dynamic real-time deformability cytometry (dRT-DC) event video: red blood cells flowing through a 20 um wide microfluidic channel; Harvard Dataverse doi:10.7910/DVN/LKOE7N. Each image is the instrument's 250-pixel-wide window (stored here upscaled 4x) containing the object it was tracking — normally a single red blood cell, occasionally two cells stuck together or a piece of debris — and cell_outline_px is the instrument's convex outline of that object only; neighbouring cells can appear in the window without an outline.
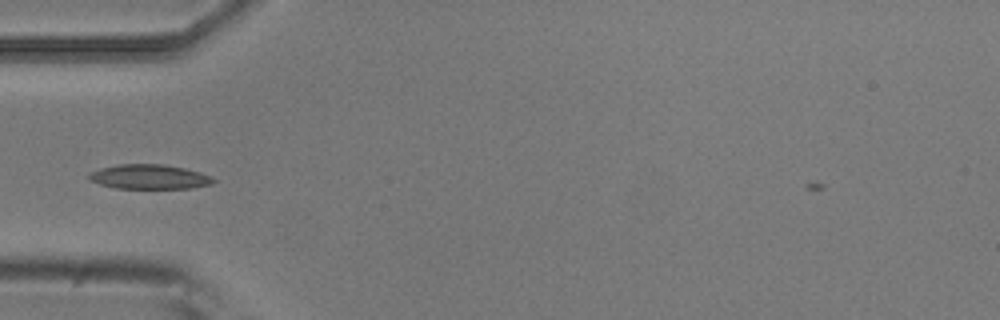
{"species": "common noctule bat (a hibernating species)", "species_latin": "Nyctalus noctula", "temperature_condition": "room temperature", "stored_images_in_passage": 39, "camera_frame_rate_fps": 3000, "um_per_image_px": 0.085, "animal": {"sex": "male", "body_mass_g": 20.5, "forearm_length_mm": 52.5}, "frame": {"image": 1, "passage_image": 2, "time_ms": 0.333, "image_size_px": [1000, 320], "cell_outline_px": [[216, 180], [212, 184], [192, 188], [116, 188], [100, 184], [92, 180], [88, 176], [92, 172], [100, 168], [120, 164], [164, 164], [184, 168], [200, 172], [212, 176]], "centroid_in_image_um": [12.75, 15.02], "position_along_channel_um": 72.2, "area_um2": 17.69}}
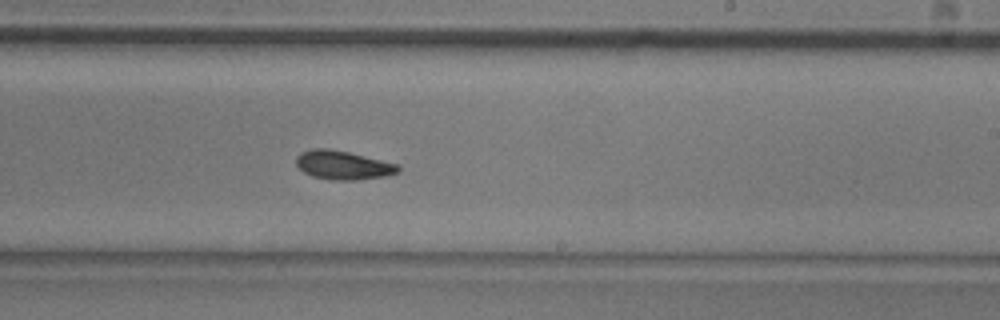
{"frame": {"image": 2, "passage_image": 17, "time_ms": 5.333, "image_size_px": [1000, 320], "cell_outline_px": [[400, 172], [384, 176], [360, 180], [332, 180], [312, 176], [304, 172], [296, 164], [296, 156], [300, 152], [312, 148], [328, 148], [348, 152], [396, 164], [400, 168]], "centroid_in_image_um": [29.12, 14.04], "position_along_channel_um": 259.9, "area_um2": 17.05}}
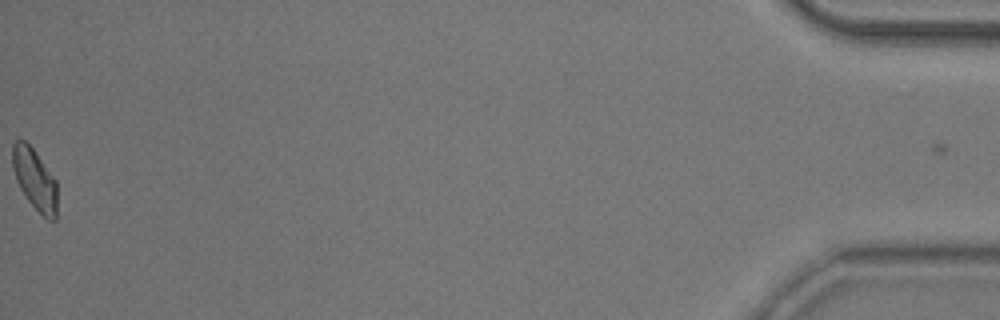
{"frame": {"image": 3, "passage_image": 39, "time_ms": 12.667, "image_size_px": [1000, 320], "cell_outline_px": [[56, 220], [48, 220], [28, 200], [20, 188], [16, 180], [12, 168], [12, 144], [16, 140], [24, 140], [32, 148], [56, 180]], "centroid_in_image_um": [2.93, 15.23], "position_along_channel_um": 432.3, "area_um2": 15.66}, "authors_computed_cell_mechanics": {"area_um2": 16.6464, "velocity_mm_per_s": 3.7383, "shape_relaxation_time_tau1_ms": 4.825, "shape_relaxation_time_tau2_ms": null, "deformation_change_tau1": 0.124, "deformation_change_tau2": null}}